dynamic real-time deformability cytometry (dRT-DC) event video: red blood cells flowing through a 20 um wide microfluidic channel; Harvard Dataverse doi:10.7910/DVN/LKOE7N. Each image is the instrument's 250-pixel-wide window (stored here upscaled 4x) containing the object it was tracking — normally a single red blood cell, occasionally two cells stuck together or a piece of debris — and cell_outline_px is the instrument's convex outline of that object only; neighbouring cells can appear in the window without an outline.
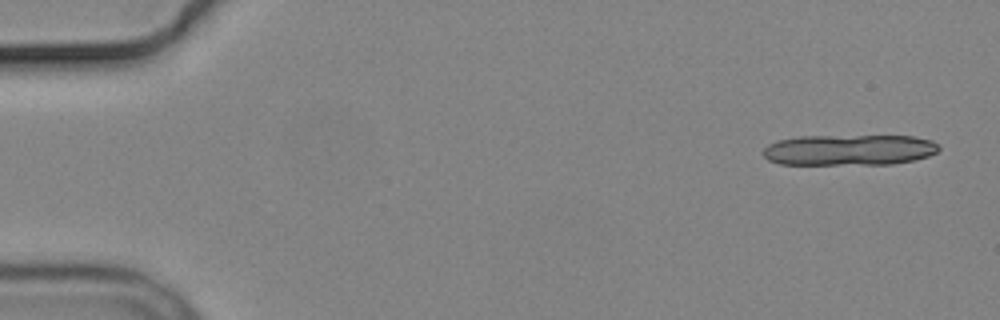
{"species": "common noctule bat (a hibernating species)", "species_latin": "Nyctalus noctula", "temperature_condition": "cold", "stored_images_in_passage": 6, "camera_frame_rate_fps": 3000, "um_per_image_px": 0.085, "animal": {"sex": "male", "body_mass_g": 19.2, "forearm_length_mm": 51.8}, "frame": {"image": 1, "passage_image": 1, "time_ms": 0.0, "image_size_px": [1000, 320], "cell_outline_px": [[940, 148], [936, 152], [928, 156], [912, 160], [892, 164], [780, 164], [768, 160], [764, 156], [764, 148], [768, 144], [776, 140], [800, 136], [912, 136], [932, 140], [940, 144]], "centroid_in_image_um": [72.18, 12.74], "position_along_channel_um": 12.8, "area_um2": 31.67}}